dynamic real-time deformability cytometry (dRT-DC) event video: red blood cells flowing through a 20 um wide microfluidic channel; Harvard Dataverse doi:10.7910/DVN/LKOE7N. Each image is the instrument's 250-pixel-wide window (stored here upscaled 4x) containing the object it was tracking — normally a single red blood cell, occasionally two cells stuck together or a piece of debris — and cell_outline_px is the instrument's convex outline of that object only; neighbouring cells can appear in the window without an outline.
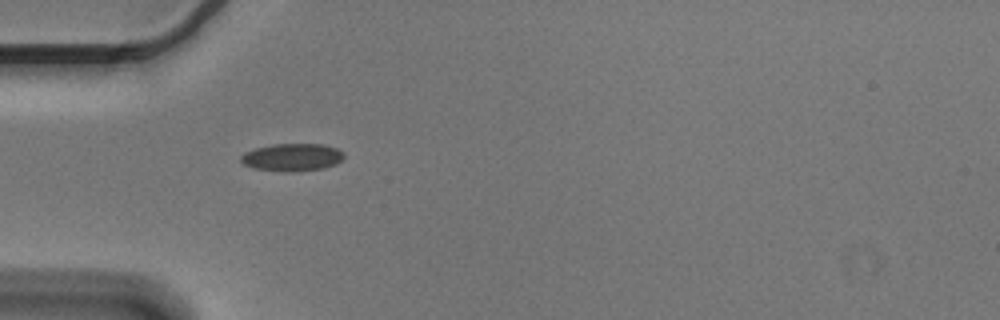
{"species": "Egyptian fruit bat (a non-hibernating species)", "species_latin": "Rousettus aegyptiacus", "temperature_condition": "cold", "stored_images_in_passage": 2, "camera_frame_rate_fps": 3000, "um_per_image_px": 0.085, "animal": {"sex": "male"}, "frame": {"image": 1, "passage_image": 1, "time_ms": 0.0, "image_size_px": [1000, 320], "cell_outline_px": [[344, 156], [336, 164], [324, 168], [292, 172], [252, 168], [244, 164], [240, 160], [240, 156], [244, 152], [256, 148], [272, 144], [324, 144], [336, 148], [344, 152]], "centroid_in_image_um": [24.83, 13.36], "position_along_channel_um": 60.2, "area_um2": 16.59}}
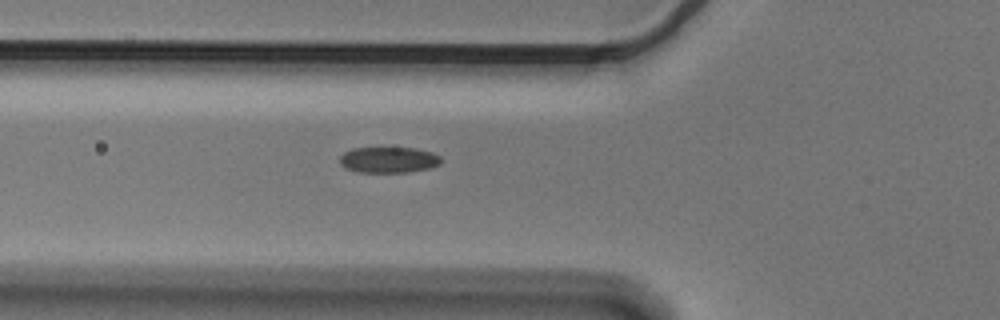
{"frame": {"image": 2, "passage_image": 2, "time_ms": 0.333, "image_size_px": [1000, 320], "cell_outline_px": [[440, 164], [432, 168], [408, 172], [356, 172], [344, 168], [340, 164], [340, 156], [344, 152], [352, 148], [416, 148], [432, 152], [440, 156]], "centroid_in_image_um": [33.02, 13.59], "position_along_channel_um": 92.8, "area_um2": 15.43}}